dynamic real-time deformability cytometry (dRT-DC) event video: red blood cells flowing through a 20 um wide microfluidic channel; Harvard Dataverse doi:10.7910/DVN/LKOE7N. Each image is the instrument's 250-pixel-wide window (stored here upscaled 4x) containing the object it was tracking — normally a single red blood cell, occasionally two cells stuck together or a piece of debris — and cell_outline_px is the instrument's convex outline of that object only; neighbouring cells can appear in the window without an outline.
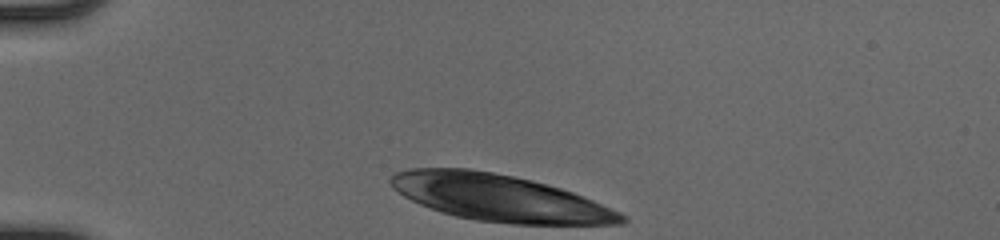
{"species": "human", "species_latin": "Homo sapiens", "temperature_condition": "cold", "stored_images_in_passage": 36, "camera_frame_rate_fps": 3000, "um_per_image_px": 0.085, "donor": {"sex": "male"}, "frame": {"image": 1, "passage_image": 1, "time_ms": 0.0, "image_size_px": [1000, 240], "cell_outline_px": [[628, 220], [624, 224], [512, 224], [476, 220], [456, 216], [440, 212], [420, 204], [404, 196], [392, 188], [388, 180], [396, 172], [412, 168], [468, 168], [492, 172], [532, 180], [560, 188], [584, 196], [620, 212]], "centroid_in_image_um": [42.45, 16.82], "position_along_channel_um": 42.6, "area_um2": 62.6}}
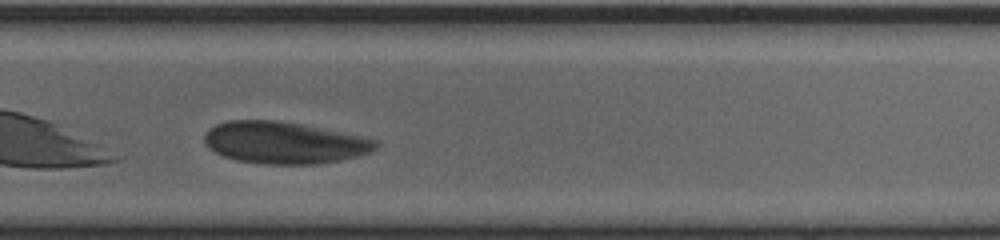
{"frame": {"image": 2, "passage_image": 25, "time_ms": 8.0, "image_size_px": [1000, 240], "cell_outline_px": [[380, 144], [372, 152], [360, 156], [340, 160], [316, 164], [264, 164], [236, 160], [224, 156], [208, 148], [204, 140], [204, 136], [208, 128], [216, 124], [228, 120], [276, 120], [300, 124], [360, 136], [376, 140]], "centroid_in_image_um": [24.14, 12.13], "position_along_channel_um": 305.7, "area_um2": 41.79}}
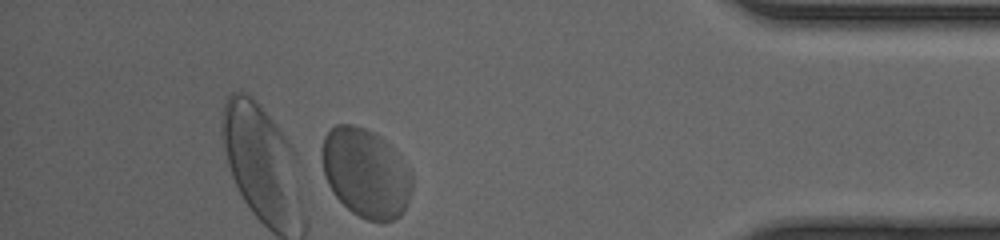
{"frame": {"image": 3, "passage_image": 35, "time_ms": 11.333, "image_size_px": [1000, 240], "cell_outline_px": [[412, 188], [404, 212], [400, 216], [392, 220], [368, 220], [352, 212], [332, 192], [324, 176], [320, 152], [324, 136], [336, 124], [352, 124], [364, 128], [380, 136], [388, 144], [408, 168], [412, 176]], "centroid_in_image_um": [31.06, 14.69], "position_along_channel_um": 404.1, "area_um2": 46.47}, "authors_computed_cell_mechanics": {"area_um2": 46.9047, "velocity_mm_per_s": 3.9733, "shape_relaxation_time_tau1_ms": 3.8447, "shape_relaxation_time_tau2_ms": 1.1845, "deformation_change_tau1": 0.3122, "deformation_change_tau2": 0.0463}}